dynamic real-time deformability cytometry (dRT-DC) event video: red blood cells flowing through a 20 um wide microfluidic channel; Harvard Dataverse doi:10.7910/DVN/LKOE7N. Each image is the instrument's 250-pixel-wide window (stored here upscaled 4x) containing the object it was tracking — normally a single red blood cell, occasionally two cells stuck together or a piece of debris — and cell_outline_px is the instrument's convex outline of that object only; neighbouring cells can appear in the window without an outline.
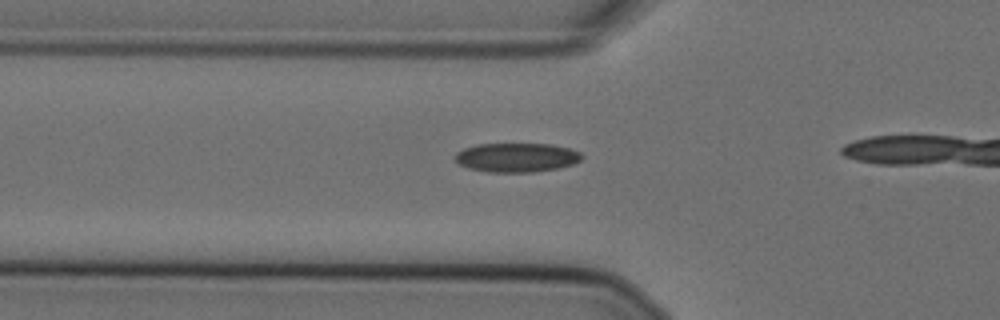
{"species": "Egyptian fruit bat (a non-hibernating species)", "species_latin": "Rousettus aegyptiacus", "temperature_condition": "cold", "stored_images_in_passage": 17, "camera_frame_rate_fps": 3000, "um_per_image_px": 0.085, "animal": {"sex": "female"}, "frame": {"image": 1, "passage_image": 12, "time_ms": 3.667, "image_size_px": [1000, 320], "cell_outline_px": [[584, 156], [580, 160], [572, 164], [556, 168], [532, 172], [488, 172], [468, 168], [460, 164], [456, 160], [456, 152], [464, 148], [476, 144], [552, 144], [568, 148], [580, 152]], "centroid_in_image_um": [43.91, 13.38], "position_along_channel_um": 81.9, "area_um2": 21.39}}
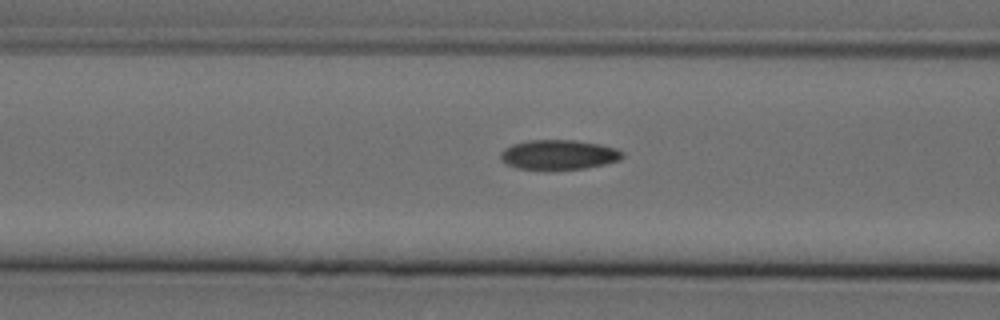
{"frame": {"image": 2, "passage_image": 15, "time_ms": 4.667, "image_size_px": [1000, 320], "cell_outline_px": [[624, 156], [620, 160], [604, 164], [584, 168], [548, 172], [516, 168], [508, 164], [500, 156], [500, 152], [504, 148], [512, 144], [528, 140], [576, 140], [600, 144], [616, 148], [624, 152]], "centroid_in_image_um": [47.49, 13.18], "position_along_channel_um": 119.1, "area_um2": 21.73}}